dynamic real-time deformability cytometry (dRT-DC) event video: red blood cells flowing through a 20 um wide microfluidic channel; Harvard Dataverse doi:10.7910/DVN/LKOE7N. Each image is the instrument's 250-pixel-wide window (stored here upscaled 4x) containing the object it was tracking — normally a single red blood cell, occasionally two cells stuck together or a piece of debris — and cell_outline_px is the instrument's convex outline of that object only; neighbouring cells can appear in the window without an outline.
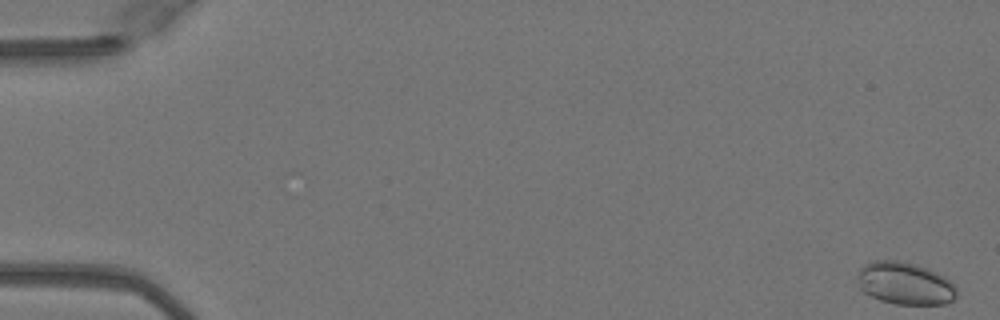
{"species": "Egyptian fruit bat (a non-hibernating species)", "species_latin": "Rousettus aegyptiacus", "temperature_condition": "warm", "stored_images_in_passage": 30, "camera_frame_rate_fps": 3000, "um_per_image_px": 0.085, "animal": {"sex": "female"}, "frame": {"image": 1, "passage_image": 1, "time_ms": 0.0, "image_size_px": [1000, 320], "cell_outline_px": [[956, 296], [952, 300], [944, 304], [896, 304], [880, 300], [864, 292], [860, 288], [856, 276], [856, 272], [864, 264], [872, 260], [900, 260], [916, 264], [928, 268], [952, 280], [956, 284]], "centroid_in_image_um": [76.91, 24.07], "position_along_channel_um": 8.1, "area_um2": 24.91}}
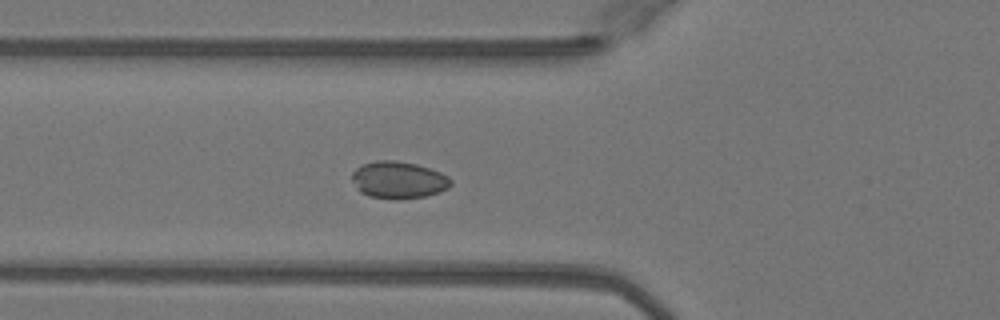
{"frame": {"image": 2, "passage_image": 19, "time_ms": 6.0, "image_size_px": [1000, 320], "cell_outline_px": [[452, 184], [448, 188], [440, 192], [424, 196], [400, 200], [396, 200], [368, 196], [360, 192], [356, 188], [352, 180], [352, 172], [360, 164], [376, 160], [396, 160], [416, 164], [440, 172], [448, 176], [452, 180]], "centroid_in_image_um": [33.85, 15.3], "position_along_channel_um": 92.0, "area_um2": 21.68}}
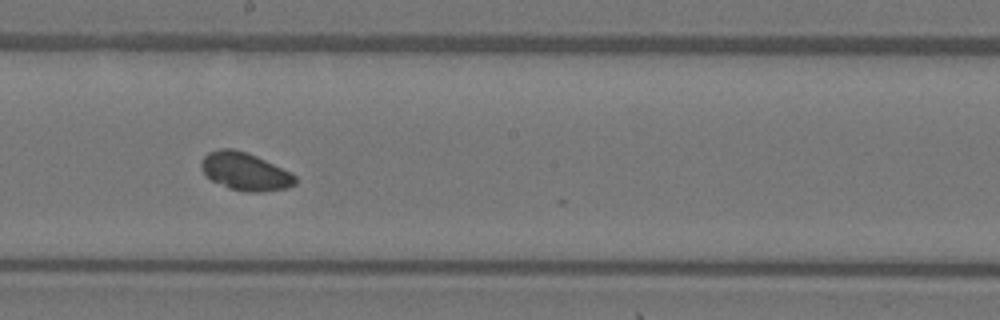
{"frame": {"image": 3, "passage_image": 29, "time_ms": 9.333, "image_size_px": [1000, 320], "cell_outline_px": [[296, 184], [288, 188], [264, 192], [244, 192], [228, 188], [212, 180], [200, 168], [200, 164], [204, 156], [208, 152], [220, 148], [232, 148], [248, 152], [292, 172], [296, 176]], "centroid_in_image_um": [20.86, 14.57], "position_along_channel_um": 227.3, "area_um2": 20.98}}